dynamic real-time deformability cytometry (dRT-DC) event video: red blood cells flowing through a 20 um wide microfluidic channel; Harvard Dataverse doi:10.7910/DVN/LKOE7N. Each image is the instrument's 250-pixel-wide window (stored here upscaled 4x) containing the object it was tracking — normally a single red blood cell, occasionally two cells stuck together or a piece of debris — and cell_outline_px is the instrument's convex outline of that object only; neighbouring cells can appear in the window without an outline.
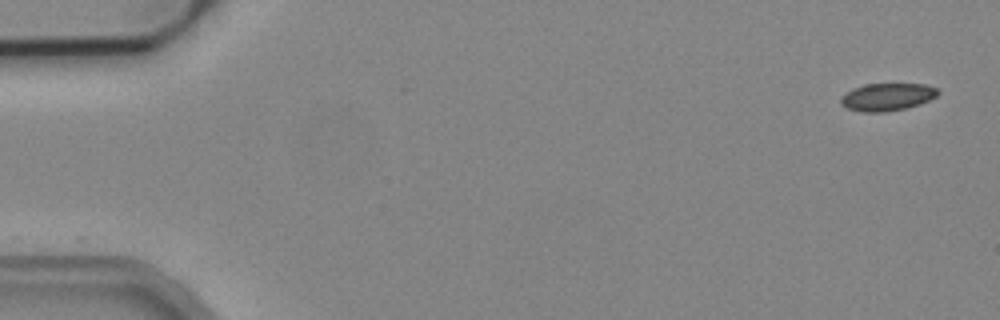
{"species": "common noctule bat (a hibernating species)", "species_latin": "Nyctalus noctula", "temperature_condition": "cold", "stored_images_in_passage": 4, "camera_frame_rate_fps": 3000, "um_per_image_px": 0.085, "animal": {"sex": "male", "body_mass_g": 19.2, "forearm_length_mm": 51.8}, "frame": {"image": 1, "passage_image": 1, "time_ms": 0.0, "image_size_px": [1000, 320], "cell_outline_px": [[940, 92], [936, 96], [920, 104], [904, 108], [884, 112], [864, 112], [848, 108], [840, 104], [840, 96], [852, 88], [864, 84], [924, 84], [936, 88]], "centroid_in_image_um": [75.37, 8.23], "position_along_channel_um": 9.6, "area_um2": 15.55}}
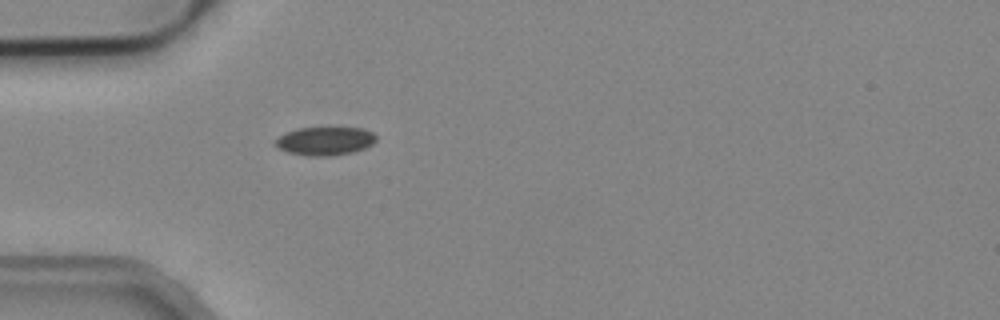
{"frame": {"image": 2, "passage_image": 4, "time_ms": 1.0, "image_size_px": [1000, 320], "cell_outline_px": [[376, 140], [372, 144], [364, 148], [352, 152], [328, 156], [312, 156], [288, 152], [276, 148], [272, 144], [272, 140], [288, 132], [300, 128], [360, 128], [372, 132], [376, 136]], "centroid_in_image_um": [27.57, 11.99], "position_along_channel_um": 57.4, "area_um2": 16.59}}